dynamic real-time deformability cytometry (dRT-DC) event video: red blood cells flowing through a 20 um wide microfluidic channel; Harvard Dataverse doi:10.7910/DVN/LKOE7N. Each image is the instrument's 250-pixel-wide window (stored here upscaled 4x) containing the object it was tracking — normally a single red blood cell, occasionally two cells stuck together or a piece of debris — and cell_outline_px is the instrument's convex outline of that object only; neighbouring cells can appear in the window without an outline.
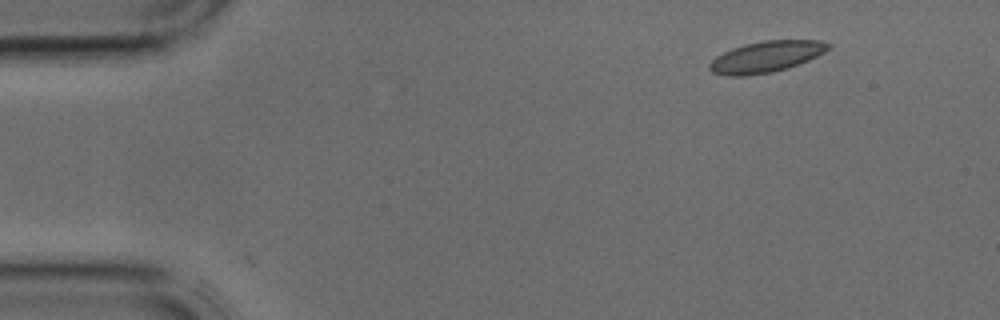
{"species": "common noctule bat (a hibernating species)", "species_latin": "Nyctalus noctula", "temperature_condition": "cold", "stored_images_in_passage": 2, "camera_frame_rate_fps": 3000, "um_per_image_px": 0.085, "animal": {"sex": "male", "body_mass_g": 17.9, "forearm_length_mm": 54.2}, "frame": {"image": 1, "passage_image": 2, "time_ms": 0.333, "image_size_px": [1000, 320], "cell_outline_px": [[832, 44], [824, 52], [808, 60], [788, 68], [772, 72], [744, 76], [728, 76], [712, 72], [708, 68], [708, 64], [716, 56], [732, 48], [744, 44], [764, 40], [820, 40]], "centroid_in_image_um": [65.1, 4.82], "position_along_channel_um": 19.9, "area_um2": 21.56}}